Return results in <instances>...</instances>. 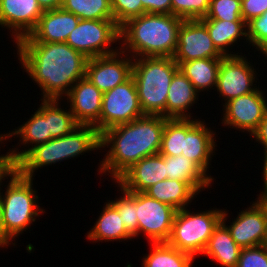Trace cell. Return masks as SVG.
I'll use <instances>...</instances> for the list:
<instances>
[{
	"instance_id": "cell-44",
	"label": "cell",
	"mask_w": 267,
	"mask_h": 267,
	"mask_svg": "<svg viewBox=\"0 0 267 267\" xmlns=\"http://www.w3.org/2000/svg\"><path fill=\"white\" fill-rule=\"evenodd\" d=\"M42 11L61 8L63 0H36Z\"/></svg>"
},
{
	"instance_id": "cell-30",
	"label": "cell",
	"mask_w": 267,
	"mask_h": 267,
	"mask_svg": "<svg viewBox=\"0 0 267 267\" xmlns=\"http://www.w3.org/2000/svg\"><path fill=\"white\" fill-rule=\"evenodd\" d=\"M198 119H167L164 125L159 154L178 156L182 154L186 133L198 122Z\"/></svg>"
},
{
	"instance_id": "cell-23",
	"label": "cell",
	"mask_w": 267,
	"mask_h": 267,
	"mask_svg": "<svg viewBox=\"0 0 267 267\" xmlns=\"http://www.w3.org/2000/svg\"><path fill=\"white\" fill-rule=\"evenodd\" d=\"M199 20L206 26L213 45L223 56L238 55V53H234L233 51L230 52L229 48L234 46L235 43L237 44L240 39H246L245 42L248 43L247 23L245 21H225L214 19Z\"/></svg>"
},
{
	"instance_id": "cell-41",
	"label": "cell",
	"mask_w": 267,
	"mask_h": 267,
	"mask_svg": "<svg viewBox=\"0 0 267 267\" xmlns=\"http://www.w3.org/2000/svg\"><path fill=\"white\" fill-rule=\"evenodd\" d=\"M252 138L263 146L264 154H267V111L259 123L257 129L251 134Z\"/></svg>"
},
{
	"instance_id": "cell-19",
	"label": "cell",
	"mask_w": 267,
	"mask_h": 267,
	"mask_svg": "<svg viewBox=\"0 0 267 267\" xmlns=\"http://www.w3.org/2000/svg\"><path fill=\"white\" fill-rule=\"evenodd\" d=\"M165 156H147L126 170L116 181L126 191L144 192L150 186L166 180Z\"/></svg>"
},
{
	"instance_id": "cell-14",
	"label": "cell",
	"mask_w": 267,
	"mask_h": 267,
	"mask_svg": "<svg viewBox=\"0 0 267 267\" xmlns=\"http://www.w3.org/2000/svg\"><path fill=\"white\" fill-rule=\"evenodd\" d=\"M132 61L133 58L120 49L110 55L90 58L86 63L85 77L104 93L132 76Z\"/></svg>"
},
{
	"instance_id": "cell-12",
	"label": "cell",
	"mask_w": 267,
	"mask_h": 267,
	"mask_svg": "<svg viewBox=\"0 0 267 267\" xmlns=\"http://www.w3.org/2000/svg\"><path fill=\"white\" fill-rule=\"evenodd\" d=\"M226 209L223 210L221 222L228 228L231 237L240 248L267 244V204L256 200L246 210L226 225Z\"/></svg>"
},
{
	"instance_id": "cell-16",
	"label": "cell",
	"mask_w": 267,
	"mask_h": 267,
	"mask_svg": "<svg viewBox=\"0 0 267 267\" xmlns=\"http://www.w3.org/2000/svg\"><path fill=\"white\" fill-rule=\"evenodd\" d=\"M78 125L94 126L99 132L103 92L87 77L79 79L65 96Z\"/></svg>"
},
{
	"instance_id": "cell-1",
	"label": "cell",
	"mask_w": 267,
	"mask_h": 267,
	"mask_svg": "<svg viewBox=\"0 0 267 267\" xmlns=\"http://www.w3.org/2000/svg\"><path fill=\"white\" fill-rule=\"evenodd\" d=\"M19 63L41 89L42 99L64 98L85 77L86 58L67 43L18 41Z\"/></svg>"
},
{
	"instance_id": "cell-9",
	"label": "cell",
	"mask_w": 267,
	"mask_h": 267,
	"mask_svg": "<svg viewBox=\"0 0 267 267\" xmlns=\"http://www.w3.org/2000/svg\"><path fill=\"white\" fill-rule=\"evenodd\" d=\"M142 116L135 80L131 76L123 84L103 93L99 133Z\"/></svg>"
},
{
	"instance_id": "cell-39",
	"label": "cell",
	"mask_w": 267,
	"mask_h": 267,
	"mask_svg": "<svg viewBox=\"0 0 267 267\" xmlns=\"http://www.w3.org/2000/svg\"><path fill=\"white\" fill-rule=\"evenodd\" d=\"M267 11V0H241L243 20L248 23Z\"/></svg>"
},
{
	"instance_id": "cell-18",
	"label": "cell",
	"mask_w": 267,
	"mask_h": 267,
	"mask_svg": "<svg viewBox=\"0 0 267 267\" xmlns=\"http://www.w3.org/2000/svg\"><path fill=\"white\" fill-rule=\"evenodd\" d=\"M80 19L62 8L43 11L34 30L19 41L64 43Z\"/></svg>"
},
{
	"instance_id": "cell-6",
	"label": "cell",
	"mask_w": 267,
	"mask_h": 267,
	"mask_svg": "<svg viewBox=\"0 0 267 267\" xmlns=\"http://www.w3.org/2000/svg\"><path fill=\"white\" fill-rule=\"evenodd\" d=\"M9 178L6 191L0 193L4 247L11 243L15 246L13 239L28 230L27 227L45 212L39 206L37 191L32 186L34 178L24 177L17 170Z\"/></svg>"
},
{
	"instance_id": "cell-20",
	"label": "cell",
	"mask_w": 267,
	"mask_h": 267,
	"mask_svg": "<svg viewBox=\"0 0 267 267\" xmlns=\"http://www.w3.org/2000/svg\"><path fill=\"white\" fill-rule=\"evenodd\" d=\"M40 107L31 115V118L28 119L23 125L14 129V131H9L7 138L18 137L21 145H28V149H22L21 151L18 148L15 150L12 148L7 152L8 155L17 163L33 146L38 144H43L51 140V132H49L48 126V99H41ZM23 143V144H22ZM34 144V145H33ZM31 147L29 148V146Z\"/></svg>"
},
{
	"instance_id": "cell-13",
	"label": "cell",
	"mask_w": 267,
	"mask_h": 267,
	"mask_svg": "<svg viewBox=\"0 0 267 267\" xmlns=\"http://www.w3.org/2000/svg\"><path fill=\"white\" fill-rule=\"evenodd\" d=\"M259 88L224 103L223 126L248 131L249 135L257 129L267 111L265 93Z\"/></svg>"
},
{
	"instance_id": "cell-28",
	"label": "cell",
	"mask_w": 267,
	"mask_h": 267,
	"mask_svg": "<svg viewBox=\"0 0 267 267\" xmlns=\"http://www.w3.org/2000/svg\"><path fill=\"white\" fill-rule=\"evenodd\" d=\"M220 62L221 58L196 59L182 62L179 69L200 93L201 91H209L213 87L215 89Z\"/></svg>"
},
{
	"instance_id": "cell-5",
	"label": "cell",
	"mask_w": 267,
	"mask_h": 267,
	"mask_svg": "<svg viewBox=\"0 0 267 267\" xmlns=\"http://www.w3.org/2000/svg\"><path fill=\"white\" fill-rule=\"evenodd\" d=\"M179 65L173 57L133 58L132 77L135 80L139 104L144 115L166 117L169 86Z\"/></svg>"
},
{
	"instance_id": "cell-15",
	"label": "cell",
	"mask_w": 267,
	"mask_h": 267,
	"mask_svg": "<svg viewBox=\"0 0 267 267\" xmlns=\"http://www.w3.org/2000/svg\"><path fill=\"white\" fill-rule=\"evenodd\" d=\"M223 55L213 45L206 26L199 20H183L178 31V45L173 56L180 65L196 59L222 58Z\"/></svg>"
},
{
	"instance_id": "cell-24",
	"label": "cell",
	"mask_w": 267,
	"mask_h": 267,
	"mask_svg": "<svg viewBox=\"0 0 267 267\" xmlns=\"http://www.w3.org/2000/svg\"><path fill=\"white\" fill-rule=\"evenodd\" d=\"M240 251L228 228L220 222L201 255L208 256L222 267H237Z\"/></svg>"
},
{
	"instance_id": "cell-11",
	"label": "cell",
	"mask_w": 267,
	"mask_h": 267,
	"mask_svg": "<svg viewBox=\"0 0 267 267\" xmlns=\"http://www.w3.org/2000/svg\"><path fill=\"white\" fill-rule=\"evenodd\" d=\"M257 72L247 57L240 55L223 56L220 62L218 79L215 89L228 102L241 95L256 91ZM256 78V79H255Z\"/></svg>"
},
{
	"instance_id": "cell-10",
	"label": "cell",
	"mask_w": 267,
	"mask_h": 267,
	"mask_svg": "<svg viewBox=\"0 0 267 267\" xmlns=\"http://www.w3.org/2000/svg\"><path fill=\"white\" fill-rule=\"evenodd\" d=\"M176 211L172 206L153 199L144 192H136L138 236L144 234L149 243L167 242Z\"/></svg>"
},
{
	"instance_id": "cell-27",
	"label": "cell",
	"mask_w": 267,
	"mask_h": 267,
	"mask_svg": "<svg viewBox=\"0 0 267 267\" xmlns=\"http://www.w3.org/2000/svg\"><path fill=\"white\" fill-rule=\"evenodd\" d=\"M144 193L172 206L177 211L187 208L192 199L198 195L187 182L169 178L150 186Z\"/></svg>"
},
{
	"instance_id": "cell-38",
	"label": "cell",
	"mask_w": 267,
	"mask_h": 267,
	"mask_svg": "<svg viewBox=\"0 0 267 267\" xmlns=\"http://www.w3.org/2000/svg\"><path fill=\"white\" fill-rule=\"evenodd\" d=\"M237 267H267V244L241 248Z\"/></svg>"
},
{
	"instance_id": "cell-2",
	"label": "cell",
	"mask_w": 267,
	"mask_h": 267,
	"mask_svg": "<svg viewBox=\"0 0 267 267\" xmlns=\"http://www.w3.org/2000/svg\"><path fill=\"white\" fill-rule=\"evenodd\" d=\"M167 119L161 115H144L105 130L100 135V147L109 150L98 166L99 174L110 173L116 181L137 161L158 154Z\"/></svg>"
},
{
	"instance_id": "cell-45",
	"label": "cell",
	"mask_w": 267,
	"mask_h": 267,
	"mask_svg": "<svg viewBox=\"0 0 267 267\" xmlns=\"http://www.w3.org/2000/svg\"><path fill=\"white\" fill-rule=\"evenodd\" d=\"M0 247L4 248V230H3L2 217H1V202H0Z\"/></svg>"
},
{
	"instance_id": "cell-36",
	"label": "cell",
	"mask_w": 267,
	"mask_h": 267,
	"mask_svg": "<svg viewBox=\"0 0 267 267\" xmlns=\"http://www.w3.org/2000/svg\"><path fill=\"white\" fill-rule=\"evenodd\" d=\"M111 9L119 27L129 19L146 13L141 0H111Z\"/></svg>"
},
{
	"instance_id": "cell-4",
	"label": "cell",
	"mask_w": 267,
	"mask_h": 267,
	"mask_svg": "<svg viewBox=\"0 0 267 267\" xmlns=\"http://www.w3.org/2000/svg\"><path fill=\"white\" fill-rule=\"evenodd\" d=\"M101 150L100 133L94 126L78 125L65 136L52 138L33 146L17 163L16 170L24 177L33 178L35 171L83 155Z\"/></svg>"
},
{
	"instance_id": "cell-43",
	"label": "cell",
	"mask_w": 267,
	"mask_h": 267,
	"mask_svg": "<svg viewBox=\"0 0 267 267\" xmlns=\"http://www.w3.org/2000/svg\"><path fill=\"white\" fill-rule=\"evenodd\" d=\"M264 164H263V167H262V173H263V181H264V186H263V190L264 191H261L260 195H257L258 196V201H261V202H264L267 204V154H264Z\"/></svg>"
},
{
	"instance_id": "cell-31",
	"label": "cell",
	"mask_w": 267,
	"mask_h": 267,
	"mask_svg": "<svg viewBox=\"0 0 267 267\" xmlns=\"http://www.w3.org/2000/svg\"><path fill=\"white\" fill-rule=\"evenodd\" d=\"M61 8L80 20L114 19L111 0H63Z\"/></svg>"
},
{
	"instance_id": "cell-46",
	"label": "cell",
	"mask_w": 267,
	"mask_h": 267,
	"mask_svg": "<svg viewBox=\"0 0 267 267\" xmlns=\"http://www.w3.org/2000/svg\"><path fill=\"white\" fill-rule=\"evenodd\" d=\"M7 134H0V144L3 143L4 141H7ZM6 154H1L0 155V160L5 156Z\"/></svg>"
},
{
	"instance_id": "cell-29",
	"label": "cell",
	"mask_w": 267,
	"mask_h": 267,
	"mask_svg": "<svg viewBox=\"0 0 267 267\" xmlns=\"http://www.w3.org/2000/svg\"><path fill=\"white\" fill-rule=\"evenodd\" d=\"M150 253L143 256L142 267H192L194 257L167 242L150 243Z\"/></svg>"
},
{
	"instance_id": "cell-35",
	"label": "cell",
	"mask_w": 267,
	"mask_h": 267,
	"mask_svg": "<svg viewBox=\"0 0 267 267\" xmlns=\"http://www.w3.org/2000/svg\"><path fill=\"white\" fill-rule=\"evenodd\" d=\"M208 10V0H171V14L184 20L204 18Z\"/></svg>"
},
{
	"instance_id": "cell-22",
	"label": "cell",
	"mask_w": 267,
	"mask_h": 267,
	"mask_svg": "<svg viewBox=\"0 0 267 267\" xmlns=\"http://www.w3.org/2000/svg\"><path fill=\"white\" fill-rule=\"evenodd\" d=\"M198 93L192 82L179 69L174 74L169 86L166 101V118H192L188 110L197 103Z\"/></svg>"
},
{
	"instance_id": "cell-8",
	"label": "cell",
	"mask_w": 267,
	"mask_h": 267,
	"mask_svg": "<svg viewBox=\"0 0 267 267\" xmlns=\"http://www.w3.org/2000/svg\"><path fill=\"white\" fill-rule=\"evenodd\" d=\"M116 42L120 43V33L114 19H86L79 21L65 43L90 59L117 52L118 46L111 48Z\"/></svg>"
},
{
	"instance_id": "cell-32",
	"label": "cell",
	"mask_w": 267,
	"mask_h": 267,
	"mask_svg": "<svg viewBox=\"0 0 267 267\" xmlns=\"http://www.w3.org/2000/svg\"><path fill=\"white\" fill-rule=\"evenodd\" d=\"M59 101L61 99H48V126L51 139L65 136L78 126L70 108L64 110L60 107Z\"/></svg>"
},
{
	"instance_id": "cell-25",
	"label": "cell",
	"mask_w": 267,
	"mask_h": 267,
	"mask_svg": "<svg viewBox=\"0 0 267 267\" xmlns=\"http://www.w3.org/2000/svg\"><path fill=\"white\" fill-rule=\"evenodd\" d=\"M165 166L167 178L187 182L197 193L214 182L210 174L183 155L165 156Z\"/></svg>"
},
{
	"instance_id": "cell-37",
	"label": "cell",
	"mask_w": 267,
	"mask_h": 267,
	"mask_svg": "<svg viewBox=\"0 0 267 267\" xmlns=\"http://www.w3.org/2000/svg\"><path fill=\"white\" fill-rule=\"evenodd\" d=\"M248 45L261 51L267 46V11L247 23Z\"/></svg>"
},
{
	"instance_id": "cell-47",
	"label": "cell",
	"mask_w": 267,
	"mask_h": 267,
	"mask_svg": "<svg viewBox=\"0 0 267 267\" xmlns=\"http://www.w3.org/2000/svg\"><path fill=\"white\" fill-rule=\"evenodd\" d=\"M261 53H262V55L264 54L265 59H267V46H265V47L260 51L259 54H261Z\"/></svg>"
},
{
	"instance_id": "cell-26",
	"label": "cell",
	"mask_w": 267,
	"mask_h": 267,
	"mask_svg": "<svg viewBox=\"0 0 267 267\" xmlns=\"http://www.w3.org/2000/svg\"><path fill=\"white\" fill-rule=\"evenodd\" d=\"M94 226L87 232L89 241H120L134 237L126 230L117 209L107 200Z\"/></svg>"
},
{
	"instance_id": "cell-21",
	"label": "cell",
	"mask_w": 267,
	"mask_h": 267,
	"mask_svg": "<svg viewBox=\"0 0 267 267\" xmlns=\"http://www.w3.org/2000/svg\"><path fill=\"white\" fill-rule=\"evenodd\" d=\"M215 134L216 132L207 127L205 120H199L184 138L181 155L196 163L207 175L210 161L215 155L214 149L217 147Z\"/></svg>"
},
{
	"instance_id": "cell-33",
	"label": "cell",
	"mask_w": 267,
	"mask_h": 267,
	"mask_svg": "<svg viewBox=\"0 0 267 267\" xmlns=\"http://www.w3.org/2000/svg\"><path fill=\"white\" fill-rule=\"evenodd\" d=\"M119 191L123 194L116 200L109 202L117 209L126 230L135 238L138 237V220L136 216V192L126 191L123 188Z\"/></svg>"
},
{
	"instance_id": "cell-3",
	"label": "cell",
	"mask_w": 267,
	"mask_h": 267,
	"mask_svg": "<svg viewBox=\"0 0 267 267\" xmlns=\"http://www.w3.org/2000/svg\"><path fill=\"white\" fill-rule=\"evenodd\" d=\"M184 19L173 14L144 13L119 27V49L136 57H173Z\"/></svg>"
},
{
	"instance_id": "cell-40",
	"label": "cell",
	"mask_w": 267,
	"mask_h": 267,
	"mask_svg": "<svg viewBox=\"0 0 267 267\" xmlns=\"http://www.w3.org/2000/svg\"><path fill=\"white\" fill-rule=\"evenodd\" d=\"M146 13L171 14V0H141Z\"/></svg>"
},
{
	"instance_id": "cell-7",
	"label": "cell",
	"mask_w": 267,
	"mask_h": 267,
	"mask_svg": "<svg viewBox=\"0 0 267 267\" xmlns=\"http://www.w3.org/2000/svg\"><path fill=\"white\" fill-rule=\"evenodd\" d=\"M190 211L187 208L176 211L167 243L195 258L203 253L214 229L221 222L223 210Z\"/></svg>"
},
{
	"instance_id": "cell-42",
	"label": "cell",
	"mask_w": 267,
	"mask_h": 267,
	"mask_svg": "<svg viewBox=\"0 0 267 267\" xmlns=\"http://www.w3.org/2000/svg\"><path fill=\"white\" fill-rule=\"evenodd\" d=\"M16 170V163L14 160L8 155H6L0 160V186L3 184L2 182ZM6 177V178H5ZM3 180V181H2ZM2 188L0 187V193Z\"/></svg>"
},
{
	"instance_id": "cell-17",
	"label": "cell",
	"mask_w": 267,
	"mask_h": 267,
	"mask_svg": "<svg viewBox=\"0 0 267 267\" xmlns=\"http://www.w3.org/2000/svg\"><path fill=\"white\" fill-rule=\"evenodd\" d=\"M42 13L36 0H0V27L9 28L16 43L34 30Z\"/></svg>"
},
{
	"instance_id": "cell-34",
	"label": "cell",
	"mask_w": 267,
	"mask_h": 267,
	"mask_svg": "<svg viewBox=\"0 0 267 267\" xmlns=\"http://www.w3.org/2000/svg\"><path fill=\"white\" fill-rule=\"evenodd\" d=\"M201 19L244 21L241 13V0H211L207 15Z\"/></svg>"
}]
</instances>
